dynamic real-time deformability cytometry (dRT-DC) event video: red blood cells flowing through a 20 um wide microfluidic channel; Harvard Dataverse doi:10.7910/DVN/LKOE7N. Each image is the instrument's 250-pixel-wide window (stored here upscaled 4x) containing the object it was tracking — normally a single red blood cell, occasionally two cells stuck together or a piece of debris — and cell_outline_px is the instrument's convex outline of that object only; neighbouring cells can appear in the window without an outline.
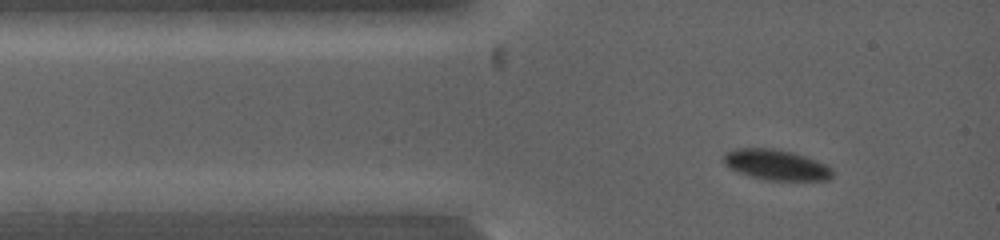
{"species": "common noctule bat (a hibernating species)", "species_latin": "Nyctalus noctula", "temperature_condition": "warm", "stored_images_in_passage": 41, "camera_frame_rate_fps": 5000, "um_per_image_px": 0.085, "animal": {"sex": "female", "body_mass_g": 19.0, "forearm_length_mm": 53.3}, "frame": {"image": 1, "passage_image": 4, "time_ms": 1.0, "image_size_px": [1000, 240], "cell_outline_px": [[832, 176], [828, 180], [768, 180], [736, 172], [724, 164], [720, 160], [724, 152], [736, 148], [772, 148], [792, 152], [816, 160], [832, 168]], "centroid_in_image_um": [65.9, 14.0], "position_along_channel_um": 19.1, "area_um2": 19.42}}
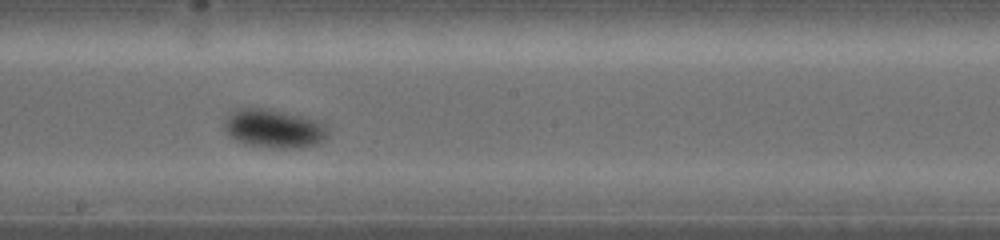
{"frame": {"image": 2, "passage_image": 20, "time_ms": 6.8, "image_size_px": [1000, 240], "cell_outline_px": [[328, 136], [324, 140], [316, 144], [300, 148], [268, 148], [244, 144], [236, 140], [224, 128], [224, 120], [236, 108], [268, 108], [308, 116], [320, 120], [328, 128]], "centroid_in_image_um": [23.34, 10.92], "position_along_channel_um": 224.9, "area_um2": 23.81}}
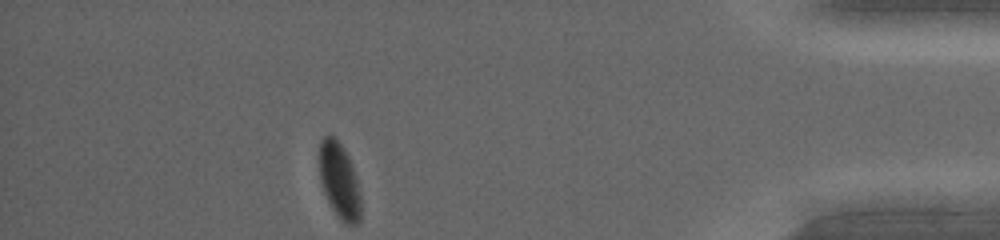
{"frame": {"image": 3, "passage_image": 41, "time_ms": 12.8, "image_size_px": [1000, 240], "cell_outline_px": [[360, 220], [356, 224], [344, 224], [340, 220], [332, 208], [324, 192], [320, 180], [320, 140], [324, 136], [336, 136], [344, 148], [352, 164], [356, 176], [360, 196]], "centroid_in_image_um": [28.85, 15.35], "position_along_channel_um": 406.3, "area_um2": 18.26}, "authors_computed_cell_mechanics": {"area_um2": 21.386, "velocity_mm_per_s": 3.9334, "shape_relaxation_time_tau1_ms": 1.7986, "shape_relaxation_time_tau2_ms": null, "deformation_change_tau1": 0.0843, "deformation_change_tau2": null}}